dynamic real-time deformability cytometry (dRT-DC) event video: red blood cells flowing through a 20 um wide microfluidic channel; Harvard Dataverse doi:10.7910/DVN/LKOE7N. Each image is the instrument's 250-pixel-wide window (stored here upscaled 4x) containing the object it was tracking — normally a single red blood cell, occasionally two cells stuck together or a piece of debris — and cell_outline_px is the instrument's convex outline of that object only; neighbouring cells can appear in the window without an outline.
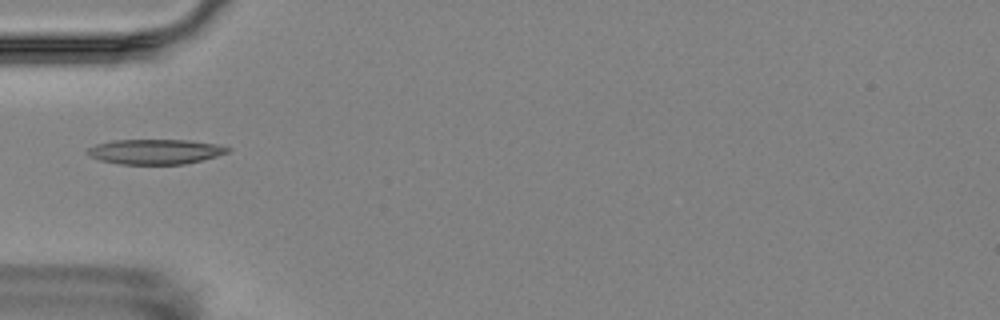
{"species": "Egyptian fruit bat (a non-hibernating species)", "species_latin": "Rousettus aegyptiacus", "temperature_condition": "room temperature", "stored_images_in_passage": 14, "camera_frame_rate_fps": 3000, "um_per_image_px": 0.085, "animal": {"sex": "female"}, "frame": {"image": 1, "passage_image": 3, "time_ms": 2.333, "image_size_px": [1000, 320], "cell_outline_px": [[232, 148], [228, 152], [216, 156], [184, 164], [120, 164], [100, 160], [88, 156], [84, 152], [88, 148], [96, 144], [112, 140], [192, 140], [216, 144]], "centroid_in_image_um": [13.15, 12.88], "position_along_channel_um": 71.8, "area_um2": 20.46}}
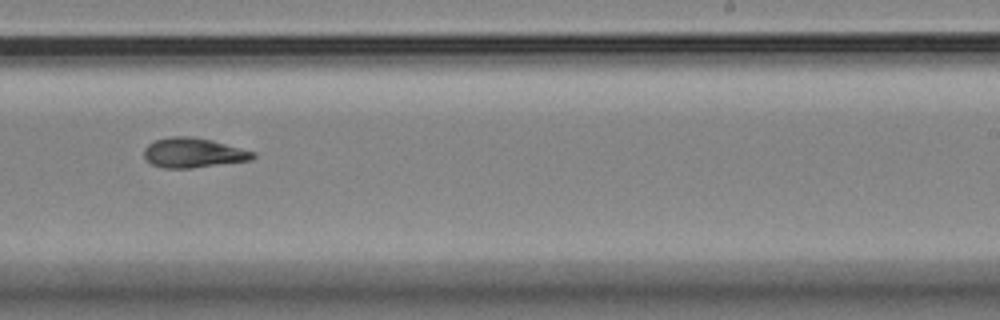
{"frame": {"image": 2, "passage_image": 8, "time_ms": 8.0, "image_size_px": [1000, 320], "cell_outline_px": [[256, 156], [252, 160], [192, 168], [164, 168], [152, 164], [144, 160], [144, 148], [148, 144], [156, 140], [172, 136], [192, 136], [212, 140], [256, 152]], "centroid_in_image_um": [16.43, 12.99], "position_along_channel_um": 272.6, "area_um2": 19.02}}
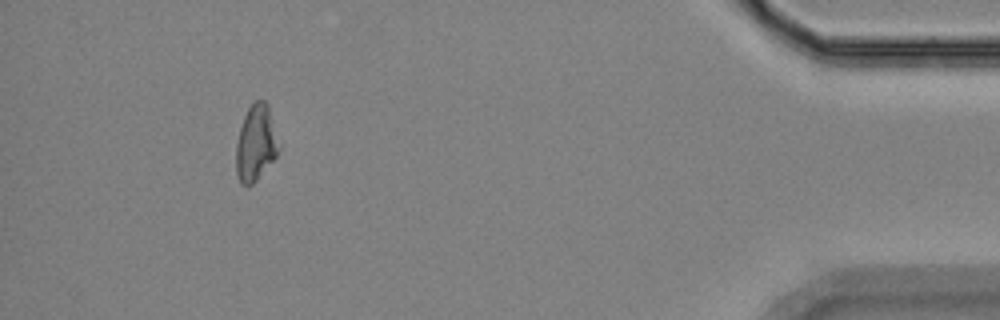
{"frame": {"image": 3, "passage_image": 13, "time_ms": 13.667, "image_size_px": [1000, 320], "cell_outline_px": [[280, 148], [276, 156], [256, 180], [252, 184], [240, 184], [236, 172], [236, 144], [240, 128], [244, 116], [248, 108], [256, 100], [264, 100], [268, 104]], "centroid_in_image_um": [21.74, 12.15], "position_along_channel_um": 413.5, "area_um2": 18.67}, "authors_computed_cell_mechanics": {"area_um2": 18.8717, "velocity_mm_per_s": 3.5356, "shape_relaxation_time_tau1_ms": 9.1683, "shape_relaxation_time_tau2_ms": 2.4758, "deformation_change_tau1": 0.2192, "deformation_change_tau2": 0.0874}}